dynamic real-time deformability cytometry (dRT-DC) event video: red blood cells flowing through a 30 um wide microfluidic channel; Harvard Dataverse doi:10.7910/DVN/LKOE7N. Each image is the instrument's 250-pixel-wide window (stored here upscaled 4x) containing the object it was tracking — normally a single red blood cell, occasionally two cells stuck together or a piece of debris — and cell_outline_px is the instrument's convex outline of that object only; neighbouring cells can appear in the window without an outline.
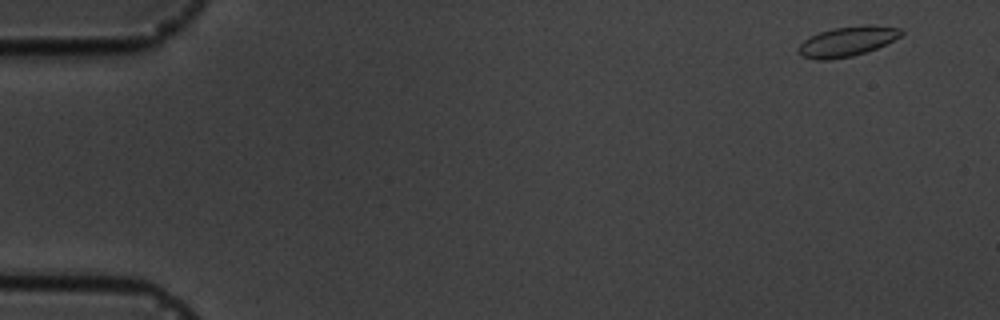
{"species": "common noctule bat (a hibernating species)", "species_latin": "Nyctalus noctula", "temperature_condition": "cold", "stored_images_in_passage": 4, "camera_frame_rate_fps": 3000, "um_per_image_px": 0.085, "animal": {"sex": "male", "body_mass_g": 19.5, "forearm_length_mm": 54.6}, "frame": {"image": 1, "passage_image": 1, "time_ms": 0.0, "image_size_px": [1000, 320], "cell_outline_px": [[904, 32], [900, 36], [876, 48], [852, 56], [828, 60], [816, 60], [804, 56], [796, 52], [796, 48], [804, 40], [820, 32], [832, 28], [868, 24], [900, 28]], "centroid_in_image_um": [71.98, 3.52], "position_along_channel_um": 13.0, "area_um2": 17.74}}